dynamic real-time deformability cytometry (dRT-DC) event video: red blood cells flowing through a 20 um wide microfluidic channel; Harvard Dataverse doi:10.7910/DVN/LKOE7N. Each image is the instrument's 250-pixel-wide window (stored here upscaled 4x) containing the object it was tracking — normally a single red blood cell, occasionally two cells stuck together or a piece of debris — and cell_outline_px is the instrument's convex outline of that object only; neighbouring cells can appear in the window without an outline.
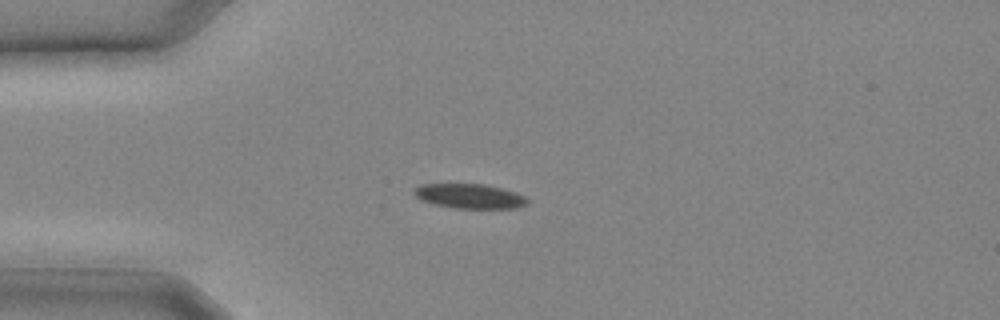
{"species": "common noctule bat (a hibernating species)", "species_latin": "Nyctalus noctula", "temperature_condition": "cold", "stored_images_in_passage": 9, "camera_frame_rate_fps": 3000, "um_per_image_px": 0.085, "animal": {"sex": "male", "body_mass_g": 20.4}, "frame": {"image": 1, "passage_image": 6, "time_ms": 1.667, "image_size_px": [1000, 320], "cell_outline_px": [[528, 204], [516, 208], [456, 208], [432, 204], [420, 200], [412, 192], [420, 184], [484, 184], [516, 192], [524, 196], [528, 200]], "centroid_in_image_um": [39.9, 16.67], "position_along_channel_um": 45.1, "area_um2": 16.24}}
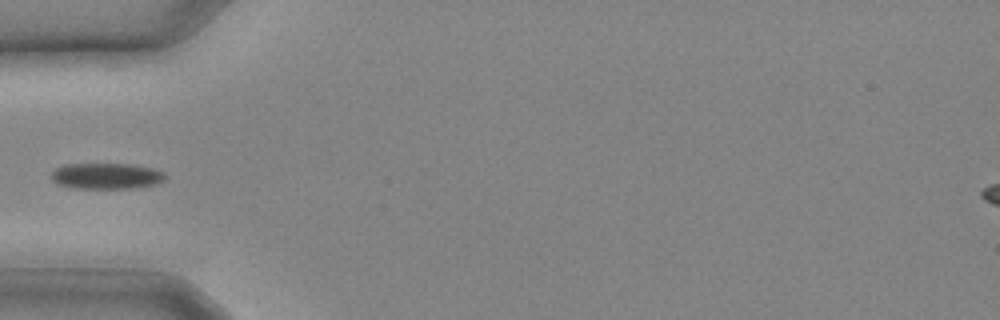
{"frame": {"image": 2, "passage_image": 8, "time_ms": 2.333, "image_size_px": [1000, 320], "cell_outline_px": [[164, 180], [152, 184], [128, 188], [76, 188], [60, 184], [52, 180], [48, 176], [56, 168], [64, 164], [136, 164], [152, 168], [164, 172]], "centroid_in_image_um": [8.99, 14.94], "position_along_channel_um": 76.0, "area_um2": 17.05}}